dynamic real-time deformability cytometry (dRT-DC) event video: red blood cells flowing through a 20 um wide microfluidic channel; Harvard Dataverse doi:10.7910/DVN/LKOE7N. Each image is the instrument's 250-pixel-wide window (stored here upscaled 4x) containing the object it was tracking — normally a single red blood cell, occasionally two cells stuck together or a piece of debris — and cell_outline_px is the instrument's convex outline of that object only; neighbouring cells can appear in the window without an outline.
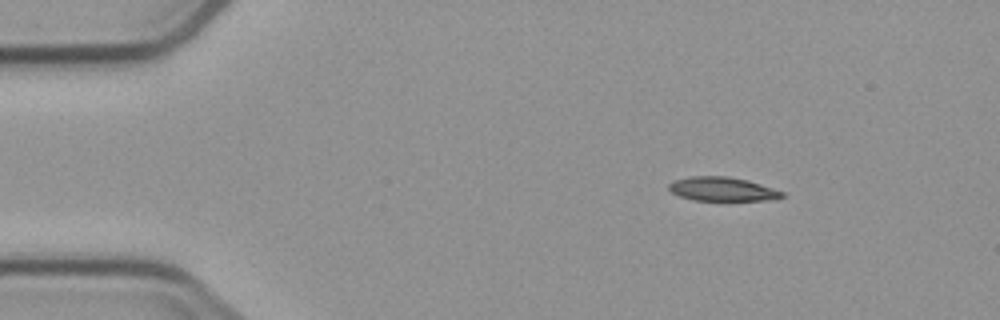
{"species": "common noctule bat (a hibernating species)", "species_latin": "Nyctalus noctula", "temperature_condition": "cold", "stored_images_in_passage": 4, "camera_frame_rate_fps": 3000, "um_per_image_px": 0.085, "animal": {"sex": "male", "body_mass_g": 23.1, "forearm_length_mm": 52.7}, "frame": {"image": 1, "passage_image": 1, "time_ms": 0.0, "image_size_px": [1000, 320], "cell_outline_px": [[784, 196], [776, 200], [692, 200], [680, 196], [672, 192], [668, 188], [668, 184], [676, 180], [692, 176], [724, 176], [748, 180], [784, 192]], "centroid_in_image_um": [61.41, 16.08], "position_along_channel_um": 23.6, "area_um2": 15.66}}
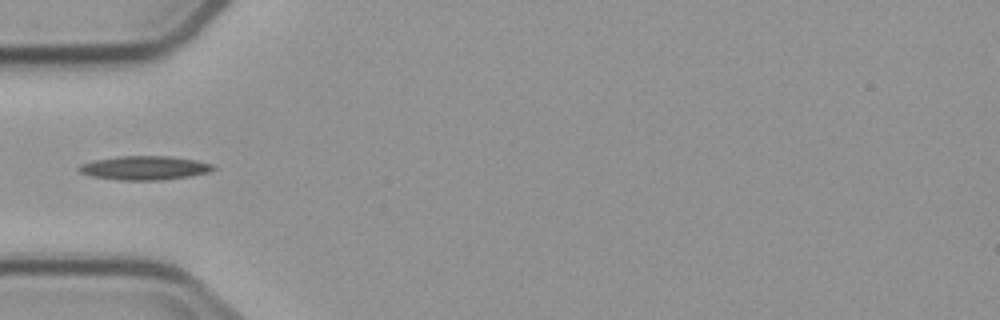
{"frame": {"image": 2, "passage_image": 4, "time_ms": 3.333, "image_size_px": [1000, 320], "cell_outline_px": [[216, 168], [208, 172], [188, 176], [164, 180], [116, 180], [92, 176], [80, 172], [76, 168], [80, 164], [92, 160], [120, 156], [172, 156], [196, 160], [212, 164]], "centroid_in_image_um": [12.25, 14.27], "position_along_channel_um": 72.7, "area_um2": 18.79}}